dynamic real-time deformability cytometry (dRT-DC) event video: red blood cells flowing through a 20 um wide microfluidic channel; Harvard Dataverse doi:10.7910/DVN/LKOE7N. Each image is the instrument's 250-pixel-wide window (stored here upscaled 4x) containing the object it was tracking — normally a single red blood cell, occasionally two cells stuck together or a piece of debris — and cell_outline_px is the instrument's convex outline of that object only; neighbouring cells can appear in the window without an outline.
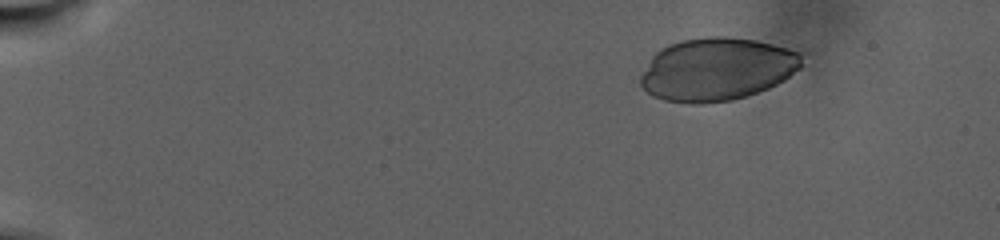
{"species": "human", "species_latin": "Homo sapiens", "temperature_condition": "warm", "stored_images_in_passage": 69, "camera_frame_rate_fps": 3000, "um_per_image_px": 0.085, "donor": {"sex": "male"}, "frame": {"image": 1, "passage_image": 1, "time_ms": 0.0, "image_size_px": [1000, 240], "cell_outline_px": [[800, 68], [784, 80], [768, 88], [732, 100], [704, 104], [692, 104], [664, 100], [652, 96], [640, 84], [640, 76], [652, 56], [660, 48], [668, 44], [680, 40], [708, 36], [724, 36], [756, 40], [788, 48], [800, 52]], "centroid_in_image_um": [60.9, 5.88], "position_along_channel_um": 24.1, "area_um2": 59.13}}